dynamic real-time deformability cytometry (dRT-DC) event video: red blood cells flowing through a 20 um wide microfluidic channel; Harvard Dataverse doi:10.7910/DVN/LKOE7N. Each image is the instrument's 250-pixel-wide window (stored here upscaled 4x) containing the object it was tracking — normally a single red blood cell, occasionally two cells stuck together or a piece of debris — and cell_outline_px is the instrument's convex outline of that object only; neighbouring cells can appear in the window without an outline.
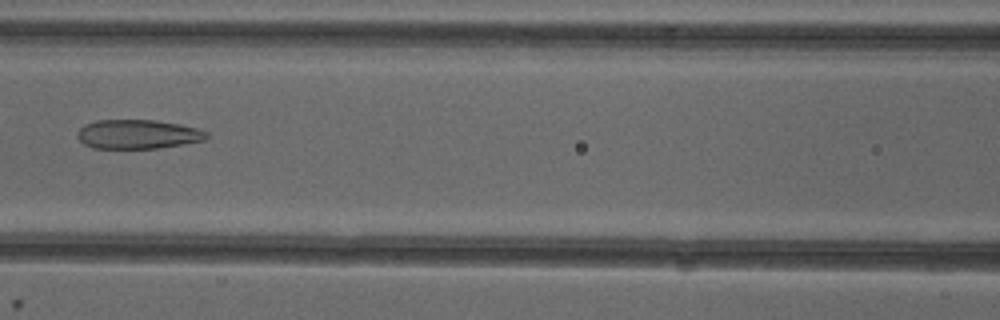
{"species": "common noctule bat (a hibernating species)", "species_latin": "Nyctalus noctula", "temperature_condition": "cold", "stored_images_in_passage": 5, "camera_frame_rate_fps": 3000, "um_per_image_px": 0.085, "animal": {"sex": "female"}, "frame": {"image": 1, "passage_image": 5, "time_ms": 5.667, "image_size_px": [1000, 320], "cell_outline_px": [[208, 136], [204, 140], [156, 148], [92, 148], [84, 144], [76, 136], [76, 132], [84, 124], [96, 120], [156, 120], [180, 124], [200, 128], [208, 132]], "centroid_in_image_um": [11.69, 11.4], "position_along_channel_um": 154.9, "area_um2": 22.02}}